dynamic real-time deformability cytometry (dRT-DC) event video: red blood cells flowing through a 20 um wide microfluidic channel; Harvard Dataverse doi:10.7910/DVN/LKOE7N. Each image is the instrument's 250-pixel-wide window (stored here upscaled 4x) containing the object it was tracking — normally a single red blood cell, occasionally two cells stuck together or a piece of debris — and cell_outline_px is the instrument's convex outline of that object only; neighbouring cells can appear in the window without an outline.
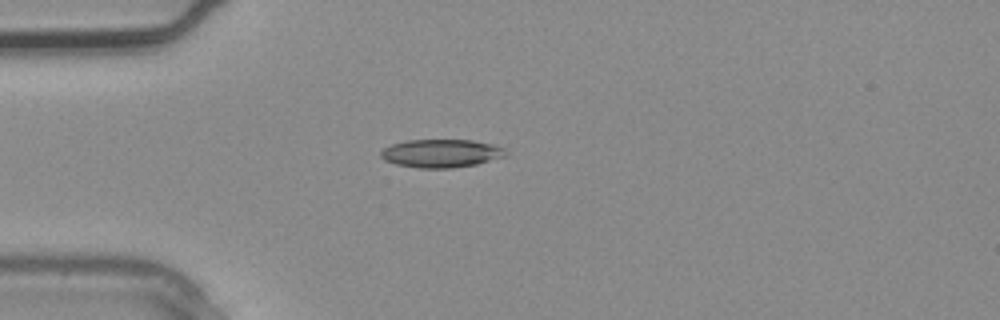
{"species": "common noctule bat (a hibernating species)", "species_latin": "Nyctalus noctula", "temperature_condition": "warm", "stored_images_in_passage": 2, "camera_frame_rate_fps": 3000, "um_per_image_px": 0.085, "animal": {"sex": "male", "body_mass_g": 20.4}, "frame": {"image": 1, "passage_image": 2, "time_ms": 0.333, "image_size_px": [1000, 320], "cell_outline_px": [[508, 156], [476, 164], [452, 168], [420, 168], [396, 164], [384, 160], [380, 156], [380, 152], [384, 148], [392, 144], [408, 140], [472, 140], [492, 144], [504, 148]], "centroid_in_image_um": [37.51, 13.03], "position_along_channel_um": 47.5, "area_um2": 20.52}}